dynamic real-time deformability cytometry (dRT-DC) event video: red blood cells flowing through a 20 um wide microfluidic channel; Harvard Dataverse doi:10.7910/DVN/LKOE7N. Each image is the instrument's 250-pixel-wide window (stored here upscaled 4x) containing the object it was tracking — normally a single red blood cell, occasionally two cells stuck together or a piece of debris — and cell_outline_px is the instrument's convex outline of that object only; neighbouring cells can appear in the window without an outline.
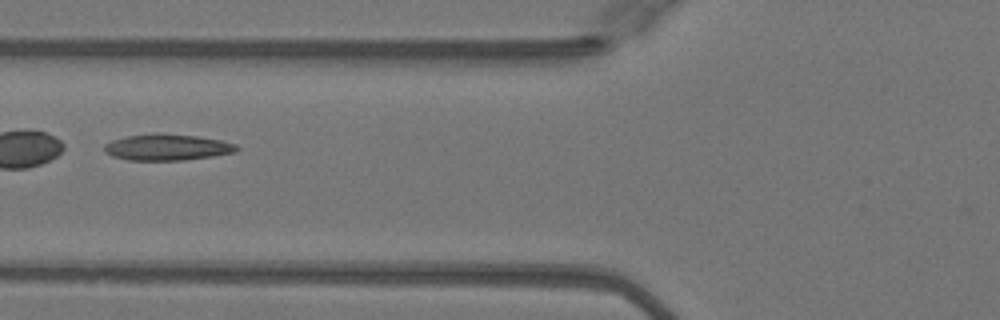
{"species": "Egyptian fruit bat (a non-hibernating species)", "species_latin": "Rousettus aegyptiacus", "temperature_condition": "warm", "stored_images_in_passage": 25, "camera_frame_rate_fps": 3000, "um_per_image_px": 0.085, "animal": {"sex": "female"}, "frame": {"image": 1, "passage_image": 15, "time_ms": 4.667, "image_size_px": [1000, 320], "cell_outline_px": [[240, 148], [236, 152], [212, 156], [184, 160], [128, 160], [112, 156], [104, 152], [104, 144], [112, 140], [128, 136], [156, 132], [196, 136], [220, 140], [236, 144]], "centroid_in_image_um": [14.2, 12.51], "position_along_channel_um": 111.6, "area_um2": 20.35}}
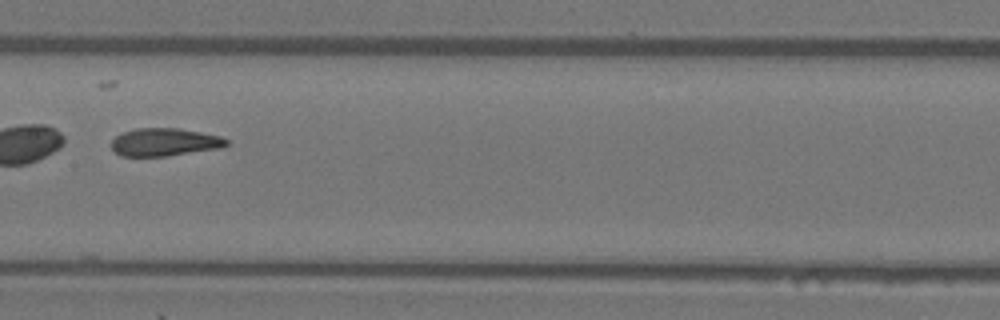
{"frame": {"image": 2, "passage_image": 21, "time_ms": 6.667, "image_size_px": [1000, 320], "cell_outline_px": [[228, 144], [220, 148], [164, 156], [120, 156], [112, 148], [112, 140], [116, 136], [124, 132], [136, 128], [180, 128], [220, 136], [228, 140]], "centroid_in_image_um": [13.98, 12.07], "position_along_channel_um": 193.4, "area_um2": 18.5}}
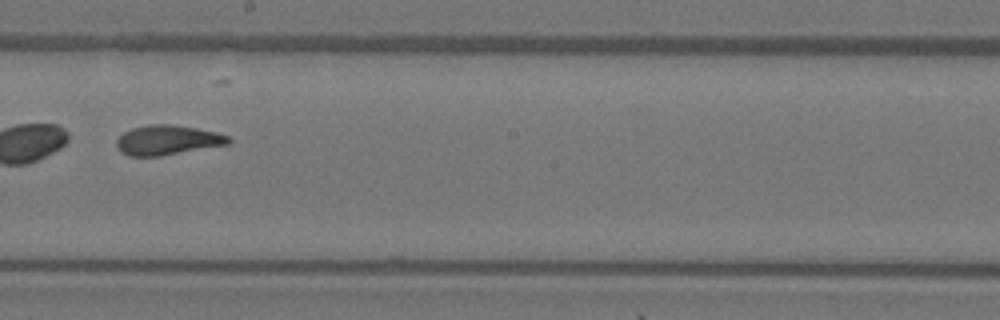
{"frame": {"image": 3, "passage_image": 24, "time_ms": 7.667, "image_size_px": [1000, 320], "cell_outline_px": [[232, 140], [228, 144], [160, 156], [128, 156], [120, 152], [116, 144], [116, 140], [124, 132], [132, 128], [148, 124], [172, 124], [196, 128], [216, 132], [228, 136]], "centroid_in_image_um": [14.21, 11.9], "position_along_channel_um": 234.0, "area_um2": 19.36}}